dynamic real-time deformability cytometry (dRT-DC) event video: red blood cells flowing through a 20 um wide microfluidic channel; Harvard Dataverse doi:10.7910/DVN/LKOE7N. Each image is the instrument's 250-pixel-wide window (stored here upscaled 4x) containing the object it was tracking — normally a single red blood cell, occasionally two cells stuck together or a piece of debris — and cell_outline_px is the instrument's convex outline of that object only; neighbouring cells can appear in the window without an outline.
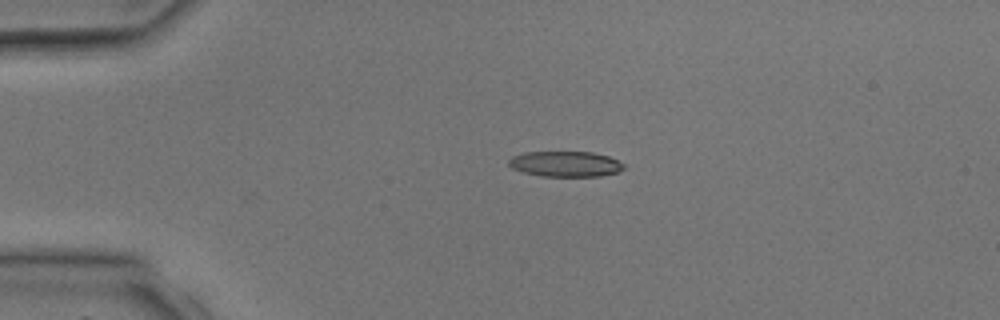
{"species": "common noctule bat (a hibernating species)", "species_latin": "Nyctalus noctula", "temperature_condition": "room temperature", "stored_images_in_passage": 4, "camera_frame_rate_fps": 3000, "um_per_image_px": 0.085, "animal": {"sex": "male", "body_mass_g": 17.9, "forearm_length_mm": 54.2}, "frame": {"image": 1, "passage_image": 3, "time_ms": 2.333, "image_size_px": [1000, 320], "cell_outline_px": [[628, 168], [616, 172], [600, 176], [540, 176], [524, 172], [512, 168], [508, 164], [508, 160], [512, 156], [524, 152], [592, 152], [608, 156], [624, 164]], "centroid_in_image_um": [48.06, 13.93], "position_along_channel_um": 36.9, "area_um2": 17.11}}